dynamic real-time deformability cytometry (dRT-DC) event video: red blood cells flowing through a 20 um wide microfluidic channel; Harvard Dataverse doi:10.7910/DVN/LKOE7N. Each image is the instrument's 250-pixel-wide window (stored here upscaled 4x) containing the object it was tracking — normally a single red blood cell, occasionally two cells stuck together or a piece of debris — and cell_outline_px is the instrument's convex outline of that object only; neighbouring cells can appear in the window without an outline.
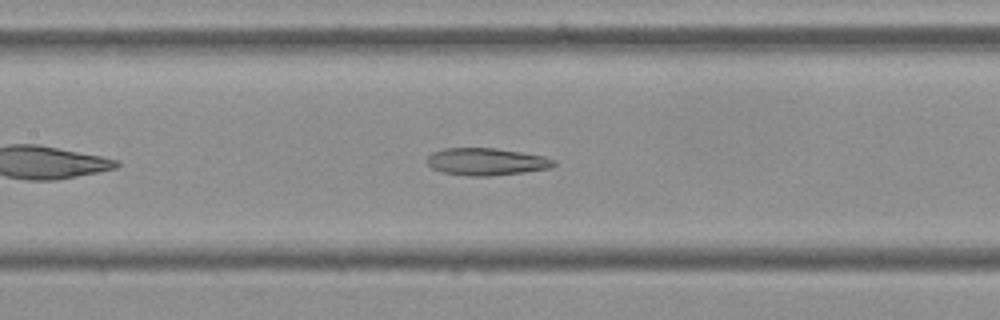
{"species": "Egyptian fruit bat (a non-hibernating species)", "species_latin": "Rousettus aegyptiacus", "temperature_condition": "cold", "stored_images_in_passage": 43, "camera_frame_rate_fps": 3000, "um_per_image_px": 0.085, "frame": {"image": 1, "passage_image": 13, "time_ms": 4.0, "image_size_px": [1000, 320], "cell_outline_px": [[556, 164], [552, 168], [524, 172], [488, 176], [468, 176], [440, 172], [432, 168], [428, 164], [428, 156], [432, 152], [444, 148], [496, 148], [544, 156], [556, 160]], "centroid_in_image_um": [41.35, 13.74], "position_along_channel_um": 166.0, "area_um2": 20.23}}
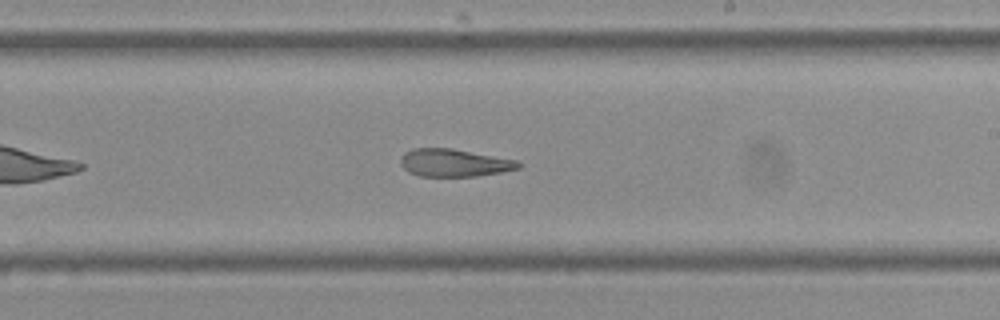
{"frame": {"image": 2, "passage_image": 20, "time_ms": 6.333, "image_size_px": [1000, 320], "cell_outline_px": [[524, 164], [520, 168], [500, 172], [476, 176], [420, 176], [408, 172], [400, 164], [400, 156], [404, 152], [412, 148], [452, 148], [516, 160]], "centroid_in_image_um": [38.58, 13.83], "position_along_channel_um": 250.4, "area_um2": 19.07}}
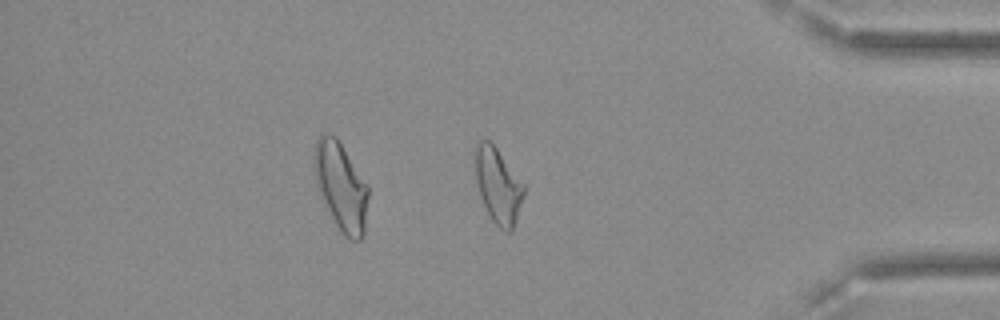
{"frame": {"image": 3, "passage_image": 34, "time_ms": 11.0, "image_size_px": [1000, 320], "cell_outline_px": [[524, 196], [512, 232], [508, 232], [500, 228], [492, 220], [480, 196], [476, 180], [476, 144], [480, 140], [488, 140], [496, 148], [524, 184]], "centroid_in_image_um": [42.35, 15.81], "position_along_channel_um": 392.8, "area_um2": 20.87}, "authors_computed_cell_mechanics": {"area_um2": 20.8658, "velocity_mm_per_s": 3.6274, "shape_relaxation_time_tau1_ms": null, "shape_relaxation_time_tau2_ms": 4.9699, "deformation_change_tau1": null, "deformation_change_tau2": 0.1552}}